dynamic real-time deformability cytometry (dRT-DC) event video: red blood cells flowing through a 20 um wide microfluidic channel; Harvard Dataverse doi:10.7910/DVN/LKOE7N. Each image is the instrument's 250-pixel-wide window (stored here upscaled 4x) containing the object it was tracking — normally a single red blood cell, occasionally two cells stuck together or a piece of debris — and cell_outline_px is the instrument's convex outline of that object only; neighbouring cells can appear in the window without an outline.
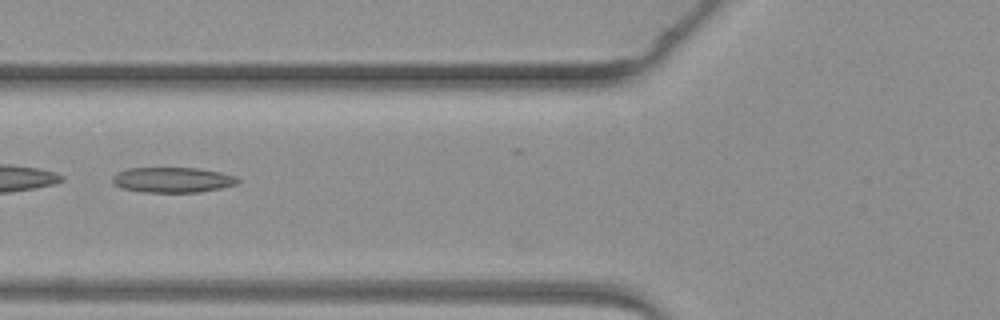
{"species": "common noctule bat (a hibernating species)", "species_latin": "Nyctalus noctula", "temperature_condition": "warm", "stored_images_in_passage": 5, "camera_frame_rate_fps": 3000, "um_per_image_px": 0.085, "animal": {"sex": "female", "body_mass_g": 19.3, "forearm_length_mm": 54.1}, "frame": {"image": 1, "passage_image": 5, "time_ms": 5.0, "image_size_px": [1000, 320], "cell_outline_px": [[240, 180], [236, 184], [220, 188], [200, 192], [144, 192], [120, 188], [112, 184], [112, 176], [116, 172], [128, 168], [196, 168], [220, 172], [236, 176]], "centroid_in_image_um": [14.62, 15.29], "position_along_channel_um": 111.2, "area_um2": 18.55}}